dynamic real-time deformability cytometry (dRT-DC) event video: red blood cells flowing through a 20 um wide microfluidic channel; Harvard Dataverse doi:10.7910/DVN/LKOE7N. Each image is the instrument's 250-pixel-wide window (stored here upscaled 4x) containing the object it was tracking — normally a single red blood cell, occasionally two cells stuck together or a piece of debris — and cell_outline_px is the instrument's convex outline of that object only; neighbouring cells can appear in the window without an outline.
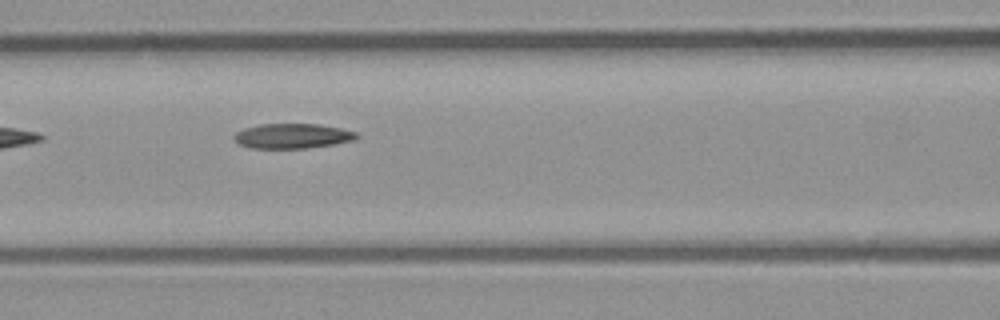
{"species": "common noctule bat (a hibernating species)", "species_latin": "Nyctalus noctula", "temperature_condition": "room temperature", "stored_images_in_passage": 5, "camera_frame_rate_fps": 3000, "um_per_image_px": 0.085, "animal": {"sex": "male", "body_mass_g": 23.1, "forearm_length_mm": 52.7}, "frame": {"image": 1, "passage_image": 3, "time_ms": 0.667, "image_size_px": [1000, 320], "cell_outline_px": [[360, 136], [352, 140], [332, 144], [308, 148], [248, 148], [240, 144], [232, 136], [236, 132], [244, 128], [260, 124], [320, 124], [340, 128], [356, 132]], "centroid_in_image_um": [24.83, 11.55], "position_along_channel_um": 141.8, "area_um2": 17.69}}
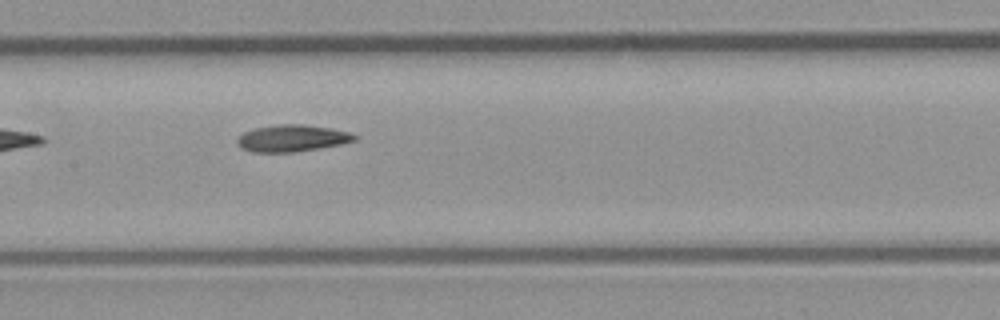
{"frame": {"image": 2, "passage_image": 4, "time_ms": 1.0, "image_size_px": [1000, 320], "cell_outline_px": [[356, 140], [340, 144], [320, 148], [296, 152], [252, 152], [240, 148], [236, 144], [236, 140], [244, 132], [252, 128], [276, 124], [304, 124], [332, 128], [352, 132], [356, 136]], "centroid_in_image_um": [24.81, 11.74], "position_along_channel_um": 182.6, "area_um2": 18.61}}
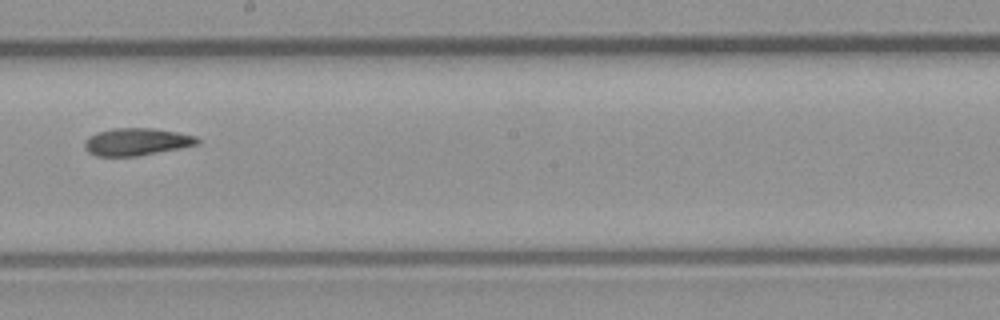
{"frame": {"image": 3, "passage_image": 5, "time_ms": 1.333, "image_size_px": [1000, 320], "cell_outline_px": [[200, 144], [180, 148], [136, 156], [96, 156], [88, 152], [84, 148], [84, 144], [88, 136], [96, 132], [112, 128], [152, 128], [176, 132], [196, 136], [200, 140]], "centroid_in_image_um": [11.59, 12.05], "position_along_channel_um": 236.6, "area_um2": 18.03}}